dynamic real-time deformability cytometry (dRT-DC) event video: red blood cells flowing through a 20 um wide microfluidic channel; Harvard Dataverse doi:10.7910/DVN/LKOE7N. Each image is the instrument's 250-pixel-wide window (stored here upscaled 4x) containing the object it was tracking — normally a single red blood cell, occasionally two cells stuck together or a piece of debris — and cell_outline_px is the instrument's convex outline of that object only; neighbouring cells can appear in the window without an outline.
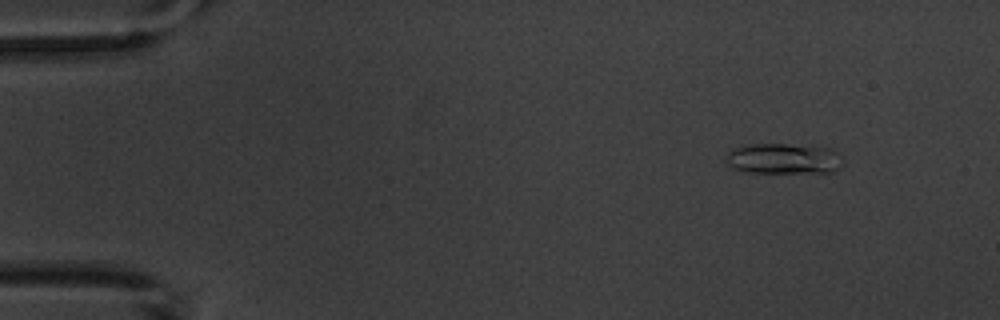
{"species": "common noctule bat (a hibernating species)", "species_latin": "Nyctalus noctula", "temperature_condition": "warm", "stored_images_in_passage": 5, "camera_frame_rate_fps": 3000, "um_per_image_px": 0.085, "animal": {"sex": "male", "body_mass_g": 20.1, "forearm_length_mm": 53.5}, "frame": {"image": 1, "passage_image": 2, "time_ms": 1.333, "image_size_px": [1000, 320], "cell_outline_px": [[844, 164], [836, 172], [744, 172], [728, 164], [728, 152], [732, 148], [744, 144], [788, 144], [832, 148], [844, 160]], "centroid_in_image_um": [66.66, 13.48], "position_along_channel_um": 18.3, "area_um2": 20.92}}